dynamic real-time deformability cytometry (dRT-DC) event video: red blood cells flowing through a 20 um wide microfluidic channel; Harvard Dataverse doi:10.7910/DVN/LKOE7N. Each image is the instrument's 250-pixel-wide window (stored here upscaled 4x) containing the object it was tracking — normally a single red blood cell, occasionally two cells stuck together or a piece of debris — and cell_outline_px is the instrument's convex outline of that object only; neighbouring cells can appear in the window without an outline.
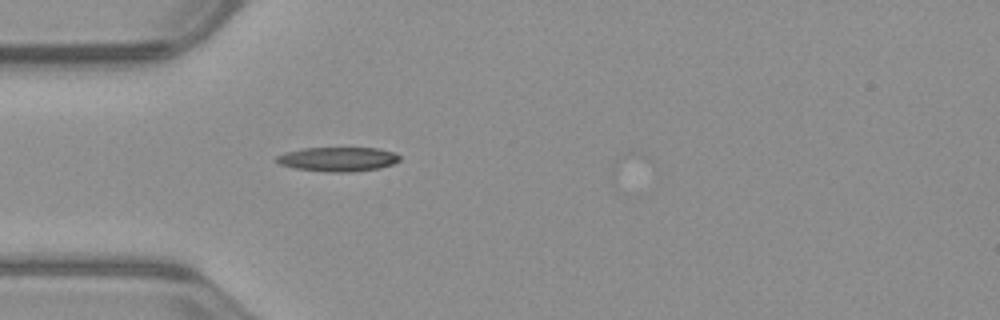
{"species": "common noctule bat (a hibernating species)", "species_latin": "Nyctalus noctula", "temperature_condition": "warm", "stored_images_in_passage": 2, "camera_frame_rate_fps": 3000, "um_per_image_px": 0.085, "animal": {"sex": "male", "body_mass_g": 23.1, "forearm_length_mm": 52.7}, "frame": {"image": 1, "passage_image": 1, "time_ms": 0.0, "image_size_px": [1000, 320], "cell_outline_px": [[400, 160], [392, 164], [380, 168], [352, 172], [324, 172], [296, 168], [280, 164], [276, 160], [276, 156], [284, 152], [304, 148], [376, 148], [396, 152], [400, 156]], "centroid_in_image_um": [28.74, 13.53], "position_along_channel_um": 56.3, "area_um2": 17.51}}